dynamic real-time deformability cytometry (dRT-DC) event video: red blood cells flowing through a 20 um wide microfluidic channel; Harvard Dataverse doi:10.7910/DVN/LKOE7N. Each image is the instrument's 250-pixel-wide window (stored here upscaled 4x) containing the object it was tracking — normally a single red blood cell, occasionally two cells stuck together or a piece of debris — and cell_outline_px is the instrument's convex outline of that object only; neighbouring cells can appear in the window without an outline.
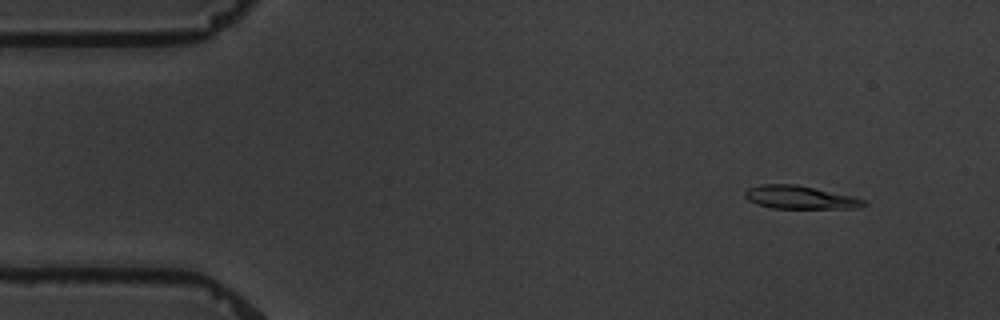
{"species": "common noctule bat (a hibernating species)", "species_latin": "Nyctalus noctula", "temperature_condition": "warm", "stored_images_in_passage": 5, "camera_frame_rate_fps": 3000, "um_per_image_px": 0.085, "animal": {"sex": "male", "body_mass_g": 19.5, "forearm_length_mm": 54.6}, "frame": {"image": 1, "passage_image": 1, "time_ms": 0.0, "image_size_px": [1000, 320], "cell_outline_px": [[868, 204], [856, 208], [772, 208], [756, 204], [748, 200], [744, 196], [744, 192], [748, 188], [764, 184], [796, 184], [852, 196], [864, 200]], "centroid_in_image_um": [67.96, 16.78], "position_along_channel_um": 17.0, "area_um2": 15.9}}
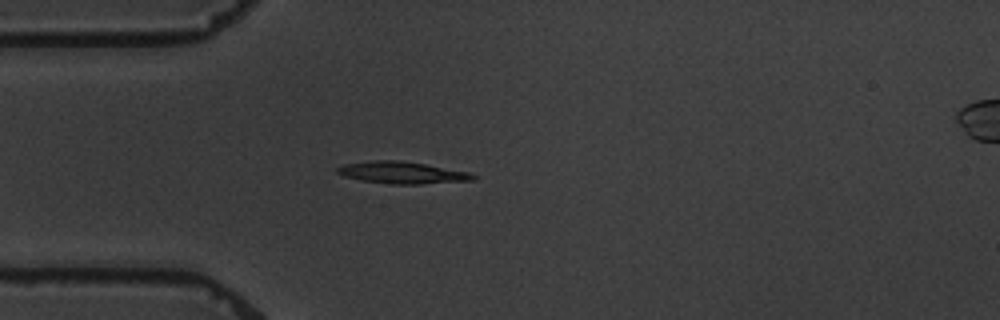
{"frame": {"image": 2, "passage_image": 4, "time_ms": 3.333, "image_size_px": [1000, 320], "cell_outline_px": [[476, 180], [420, 184], [392, 184], [360, 180], [344, 176], [336, 172], [336, 168], [344, 164], [376, 160], [400, 160], [424, 164], [468, 172], [476, 176]], "centroid_in_image_um": [34.16, 14.68], "position_along_channel_um": 50.8, "area_um2": 17.22}}